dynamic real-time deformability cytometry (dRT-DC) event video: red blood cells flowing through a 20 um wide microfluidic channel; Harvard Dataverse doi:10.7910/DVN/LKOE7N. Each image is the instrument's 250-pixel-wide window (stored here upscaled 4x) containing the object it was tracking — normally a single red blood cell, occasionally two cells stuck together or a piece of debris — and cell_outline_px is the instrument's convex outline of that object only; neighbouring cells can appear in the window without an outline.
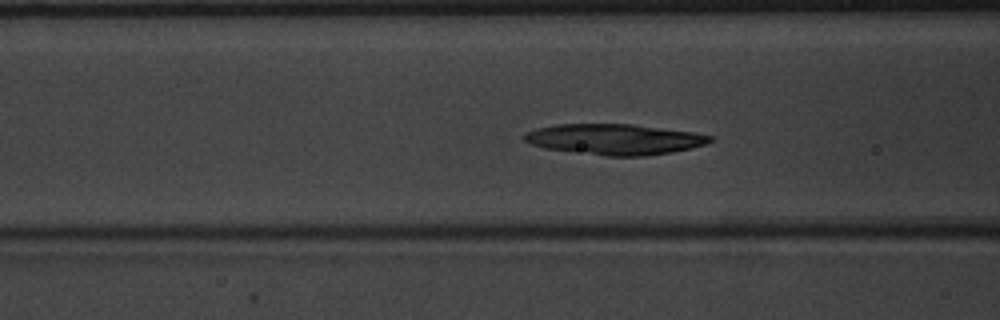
{"species": "common noctule bat (a hibernating species)", "species_latin": "Nyctalus noctula", "temperature_condition": "warm", "stored_images_in_passage": 52, "camera_frame_rate_fps": 3000, "um_per_image_px": 0.085, "animal": {"sex": "male", "body_mass_g": 20.1, "forearm_length_mm": 53.5}, "frame": {"image": 1, "passage_image": 21, "time_ms": 6.667, "image_size_px": [1000, 320], "cell_outline_px": [[716, 140], [708, 144], [692, 148], [644, 156], [604, 156], [544, 148], [532, 144], [524, 140], [520, 136], [524, 132], [536, 128], [556, 124], [632, 124], [692, 132], [712, 136]], "centroid_in_image_um": [52.21, 11.84], "position_along_channel_um": 114.4, "area_um2": 33.35}}
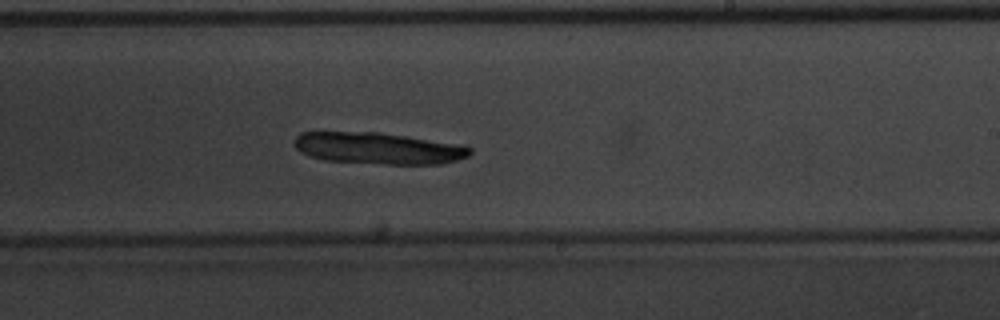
{"frame": {"image": 2, "passage_image": 32, "time_ms": 10.333, "image_size_px": [1000, 320], "cell_outline_px": [[472, 152], [468, 156], [456, 160], [440, 164], [384, 164], [324, 160], [308, 156], [300, 152], [296, 148], [296, 136], [300, 132], [380, 132], [468, 144], [472, 148]], "centroid_in_image_um": [32.24, 12.59], "position_along_channel_um": 256.8, "area_um2": 32.83}}
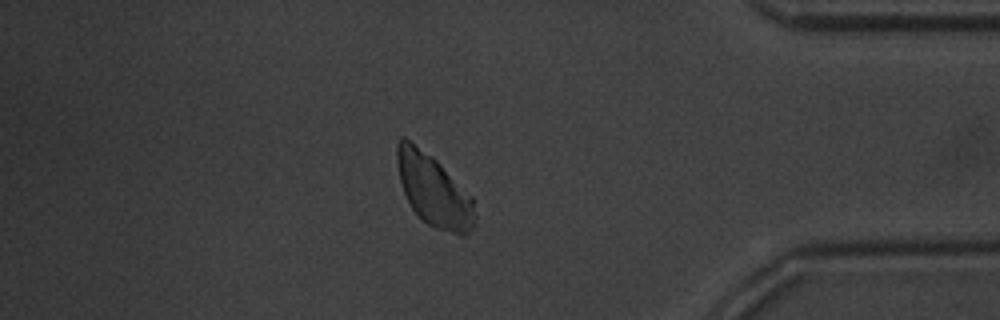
{"frame": {"image": 3, "passage_image": 45, "time_ms": 14.667, "image_size_px": [1000, 320], "cell_outline_px": [[476, 220], [472, 228], [464, 236], [460, 236], [436, 228], [428, 224], [412, 208], [404, 192], [400, 180], [396, 160], [396, 144], [400, 136], [404, 136], [432, 156], [472, 196], [476, 216]], "centroid_in_image_um": [36.87, 16.18], "position_along_channel_um": 398.3, "area_um2": 32.48}}